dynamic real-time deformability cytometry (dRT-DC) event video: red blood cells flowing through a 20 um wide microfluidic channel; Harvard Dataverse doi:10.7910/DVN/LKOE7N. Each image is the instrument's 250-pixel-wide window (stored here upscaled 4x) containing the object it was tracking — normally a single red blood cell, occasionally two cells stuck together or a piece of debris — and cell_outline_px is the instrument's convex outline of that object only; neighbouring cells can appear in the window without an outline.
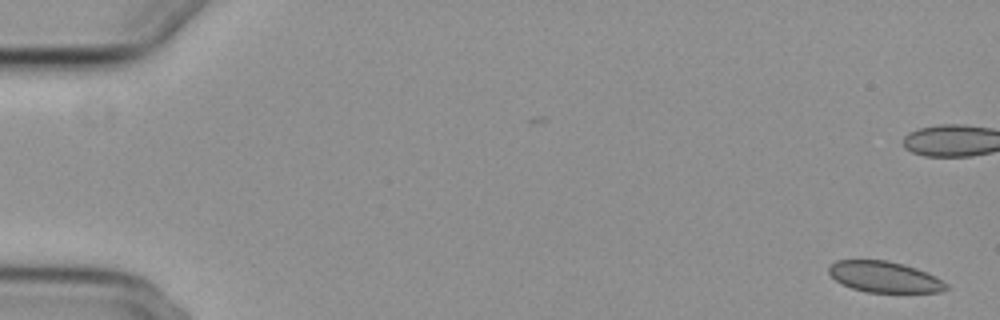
{"species": "common noctule bat (a hibernating species)", "species_latin": "Nyctalus noctula", "temperature_condition": "cold", "stored_images_in_passage": 56, "camera_frame_rate_fps": 3000, "um_per_image_px": 0.085, "animal": {"sex": "female", "body_mass_g": 29.2, "forearm_length_mm": 56.3}, "frame": {"image": 1, "passage_image": 1, "time_ms": 0.0, "image_size_px": [1000, 320], "cell_outline_px": [[948, 288], [940, 292], [868, 292], [852, 288], [836, 280], [828, 272], [828, 268], [836, 260], [888, 260], [904, 264], [916, 268], [948, 284]], "centroid_in_image_um": [75.16, 23.53], "position_along_channel_um": 9.8, "area_um2": 20.87}}
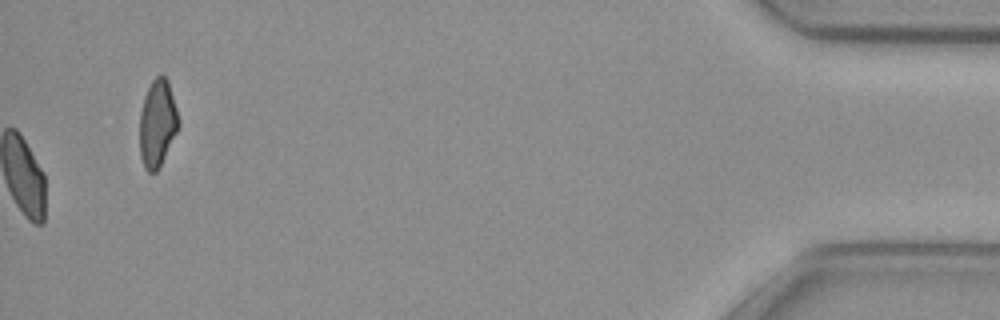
{"frame": {"image": 2, "passage_image": 56, "time_ms": 18.333, "image_size_px": [1000, 320], "cell_outline_px": [[180, 128], [156, 172], [148, 172], [144, 168], [140, 156], [140, 112], [144, 96], [152, 80], [160, 72], [168, 80], [180, 120]], "centroid_in_image_um": [13.39, 10.47], "position_along_channel_um": 421.8, "area_um2": 20.0}, "authors_computed_cell_mechanics": {"area_um2": 22.3397, "velocity_mm_per_s": 3.7139, "shape_relaxation_time_tau1_ms": null, "shape_relaxation_time_tau2_ms": 1.8848, "deformation_change_tau1": null, "deformation_change_tau2": 0.0612}}